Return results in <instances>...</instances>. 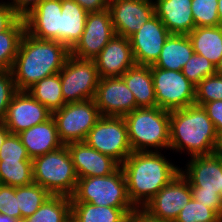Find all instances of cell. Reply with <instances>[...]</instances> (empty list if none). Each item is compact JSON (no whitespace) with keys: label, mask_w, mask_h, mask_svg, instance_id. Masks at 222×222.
I'll return each instance as SVG.
<instances>
[{"label":"cell","mask_w":222,"mask_h":222,"mask_svg":"<svg viewBox=\"0 0 222 222\" xmlns=\"http://www.w3.org/2000/svg\"><path fill=\"white\" fill-rule=\"evenodd\" d=\"M33 182L32 161L0 160V184L20 187Z\"/></svg>","instance_id":"31"},{"label":"cell","mask_w":222,"mask_h":222,"mask_svg":"<svg viewBox=\"0 0 222 222\" xmlns=\"http://www.w3.org/2000/svg\"><path fill=\"white\" fill-rule=\"evenodd\" d=\"M208 117L212 120L219 139L222 138V100L207 102L202 105Z\"/></svg>","instance_id":"41"},{"label":"cell","mask_w":222,"mask_h":222,"mask_svg":"<svg viewBox=\"0 0 222 222\" xmlns=\"http://www.w3.org/2000/svg\"><path fill=\"white\" fill-rule=\"evenodd\" d=\"M170 32L154 15L129 37L136 65L151 66L157 60Z\"/></svg>","instance_id":"16"},{"label":"cell","mask_w":222,"mask_h":222,"mask_svg":"<svg viewBox=\"0 0 222 222\" xmlns=\"http://www.w3.org/2000/svg\"><path fill=\"white\" fill-rule=\"evenodd\" d=\"M11 1L12 2L10 1L7 2L21 18H24L43 0H11Z\"/></svg>","instance_id":"43"},{"label":"cell","mask_w":222,"mask_h":222,"mask_svg":"<svg viewBox=\"0 0 222 222\" xmlns=\"http://www.w3.org/2000/svg\"><path fill=\"white\" fill-rule=\"evenodd\" d=\"M94 61L99 78L121 77L136 65L129 38L116 34Z\"/></svg>","instance_id":"18"},{"label":"cell","mask_w":222,"mask_h":222,"mask_svg":"<svg viewBox=\"0 0 222 222\" xmlns=\"http://www.w3.org/2000/svg\"><path fill=\"white\" fill-rule=\"evenodd\" d=\"M10 134L9 130L3 122H0V147L4 143L6 137Z\"/></svg>","instance_id":"46"},{"label":"cell","mask_w":222,"mask_h":222,"mask_svg":"<svg viewBox=\"0 0 222 222\" xmlns=\"http://www.w3.org/2000/svg\"><path fill=\"white\" fill-rule=\"evenodd\" d=\"M133 152L170 148V111L159 107L137 108L124 116ZM149 147V148H148ZM150 149V150H149Z\"/></svg>","instance_id":"4"},{"label":"cell","mask_w":222,"mask_h":222,"mask_svg":"<svg viewBox=\"0 0 222 222\" xmlns=\"http://www.w3.org/2000/svg\"><path fill=\"white\" fill-rule=\"evenodd\" d=\"M0 160L32 161L17 134L10 133L0 147Z\"/></svg>","instance_id":"37"},{"label":"cell","mask_w":222,"mask_h":222,"mask_svg":"<svg viewBox=\"0 0 222 222\" xmlns=\"http://www.w3.org/2000/svg\"><path fill=\"white\" fill-rule=\"evenodd\" d=\"M121 168L126 178L128 198L136 209H142L181 172V168L170 163L160 150L132 152Z\"/></svg>","instance_id":"1"},{"label":"cell","mask_w":222,"mask_h":222,"mask_svg":"<svg viewBox=\"0 0 222 222\" xmlns=\"http://www.w3.org/2000/svg\"><path fill=\"white\" fill-rule=\"evenodd\" d=\"M70 49L56 40H41L24 33L11 72L17 91H27L36 82L59 73Z\"/></svg>","instance_id":"2"},{"label":"cell","mask_w":222,"mask_h":222,"mask_svg":"<svg viewBox=\"0 0 222 222\" xmlns=\"http://www.w3.org/2000/svg\"><path fill=\"white\" fill-rule=\"evenodd\" d=\"M187 169L181 174L189 181L190 187H201V191L220 193L222 189V154L219 152L192 156Z\"/></svg>","instance_id":"17"},{"label":"cell","mask_w":222,"mask_h":222,"mask_svg":"<svg viewBox=\"0 0 222 222\" xmlns=\"http://www.w3.org/2000/svg\"><path fill=\"white\" fill-rule=\"evenodd\" d=\"M188 37L195 53L204 56L215 66L222 58V25L196 27Z\"/></svg>","instance_id":"27"},{"label":"cell","mask_w":222,"mask_h":222,"mask_svg":"<svg viewBox=\"0 0 222 222\" xmlns=\"http://www.w3.org/2000/svg\"><path fill=\"white\" fill-rule=\"evenodd\" d=\"M85 142L120 165L133 152L124 117L101 116L90 129Z\"/></svg>","instance_id":"8"},{"label":"cell","mask_w":222,"mask_h":222,"mask_svg":"<svg viewBox=\"0 0 222 222\" xmlns=\"http://www.w3.org/2000/svg\"><path fill=\"white\" fill-rule=\"evenodd\" d=\"M17 92L11 70L0 71V122L5 118L13 95Z\"/></svg>","instance_id":"38"},{"label":"cell","mask_w":222,"mask_h":222,"mask_svg":"<svg viewBox=\"0 0 222 222\" xmlns=\"http://www.w3.org/2000/svg\"><path fill=\"white\" fill-rule=\"evenodd\" d=\"M153 3L155 15L170 34L188 35L195 28L192 0H155Z\"/></svg>","instance_id":"21"},{"label":"cell","mask_w":222,"mask_h":222,"mask_svg":"<svg viewBox=\"0 0 222 222\" xmlns=\"http://www.w3.org/2000/svg\"><path fill=\"white\" fill-rule=\"evenodd\" d=\"M218 152H219L220 154H222V138L220 139V145H219Z\"/></svg>","instance_id":"50"},{"label":"cell","mask_w":222,"mask_h":222,"mask_svg":"<svg viewBox=\"0 0 222 222\" xmlns=\"http://www.w3.org/2000/svg\"><path fill=\"white\" fill-rule=\"evenodd\" d=\"M182 73L196 86L204 78L215 75V65L204 56L194 53L184 65Z\"/></svg>","instance_id":"35"},{"label":"cell","mask_w":222,"mask_h":222,"mask_svg":"<svg viewBox=\"0 0 222 222\" xmlns=\"http://www.w3.org/2000/svg\"><path fill=\"white\" fill-rule=\"evenodd\" d=\"M63 145L85 141L90 129L101 117L93 99L66 103L52 113Z\"/></svg>","instance_id":"7"},{"label":"cell","mask_w":222,"mask_h":222,"mask_svg":"<svg viewBox=\"0 0 222 222\" xmlns=\"http://www.w3.org/2000/svg\"><path fill=\"white\" fill-rule=\"evenodd\" d=\"M174 222H222V218L212 208L192 197Z\"/></svg>","instance_id":"34"},{"label":"cell","mask_w":222,"mask_h":222,"mask_svg":"<svg viewBox=\"0 0 222 222\" xmlns=\"http://www.w3.org/2000/svg\"><path fill=\"white\" fill-rule=\"evenodd\" d=\"M52 117V112L35 100L28 91H17L2 122L12 134H19Z\"/></svg>","instance_id":"13"},{"label":"cell","mask_w":222,"mask_h":222,"mask_svg":"<svg viewBox=\"0 0 222 222\" xmlns=\"http://www.w3.org/2000/svg\"><path fill=\"white\" fill-rule=\"evenodd\" d=\"M0 213L21 220V211L16 198V187L0 184Z\"/></svg>","instance_id":"39"},{"label":"cell","mask_w":222,"mask_h":222,"mask_svg":"<svg viewBox=\"0 0 222 222\" xmlns=\"http://www.w3.org/2000/svg\"><path fill=\"white\" fill-rule=\"evenodd\" d=\"M27 91L35 100L47 107L52 113L66 104L63 99L59 73L41 79Z\"/></svg>","instance_id":"28"},{"label":"cell","mask_w":222,"mask_h":222,"mask_svg":"<svg viewBox=\"0 0 222 222\" xmlns=\"http://www.w3.org/2000/svg\"><path fill=\"white\" fill-rule=\"evenodd\" d=\"M194 53L188 35L170 34L153 65L165 70L182 71Z\"/></svg>","instance_id":"24"},{"label":"cell","mask_w":222,"mask_h":222,"mask_svg":"<svg viewBox=\"0 0 222 222\" xmlns=\"http://www.w3.org/2000/svg\"><path fill=\"white\" fill-rule=\"evenodd\" d=\"M135 209L71 202V218L74 222H126L128 214Z\"/></svg>","instance_id":"26"},{"label":"cell","mask_w":222,"mask_h":222,"mask_svg":"<svg viewBox=\"0 0 222 222\" xmlns=\"http://www.w3.org/2000/svg\"><path fill=\"white\" fill-rule=\"evenodd\" d=\"M71 202L115 208H135L127 194L126 178L122 168L107 176L79 178Z\"/></svg>","instance_id":"6"},{"label":"cell","mask_w":222,"mask_h":222,"mask_svg":"<svg viewBox=\"0 0 222 222\" xmlns=\"http://www.w3.org/2000/svg\"><path fill=\"white\" fill-rule=\"evenodd\" d=\"M61 13L60 43L71 49L83 34L88 12L74 0H62Z\"/></svg>","instance_id":"25"},{"label":"cell","mask_w":222,"mask_h":222,"mask_svg":"<svg viewBox=\"0 0 222 222\" xmlns=\"http://www.w3.org/2000/svg\"><path fill=\"white\" fill-rule=\"evenodd\" d=\"M62 0H43L24 17L26 32L41 40L60 42Z\"/></svg>","instance_id":"20"},{"label":"cell","mask_w":222,"mask_h":222,"mask_svg":"<svg viewBox=\"0 0 222 222\" xmlns=\"http://www.w3.org/2000/svg\"><path fill=\"white\" fill-rule=\"evenodd\" d=\"M126 222H161L149 216L143 209H135L127 216Z\"/></svg>","instance_id":"45"},{"label":"cell","mask_w":222,"mask_h":222,"mask_svg":"<svg viewBox=\"0 0 222 222\" xmlns=\"http://www.w3.org/2000/svg\"><path fill=\"white\" fill-rule=\"evenodd\" d=\"M32 170L34 182L51 195L74 194L78 176L66 145L32 159Z\"/></svg>","instance_id":"5"},{"label":"cell","mask_w":222,"mask_h":222,"mask_svg":"<svg viewBox=\"0 0 222 222\" xmlns=\"http://www.w3.org/2000/svg\"><path fill=\"white\" fill-rule=\"evenodd\" d=\"M218 15H219L220 25H222V0H218Z\"/></svg>","instance_id":"49"},{"label":"cell","mask_w":222,"mask_h":222,"mask_svg":"<svg viewBox=\"0 0 222 222\" xmlns=\"http://www.w3.org/2000/svg\"><path fill=\"white\" fill-rule=\"evenodd\" d=\"M25 32V20L20 17L8 30L0 33V71L12 69Z\"/></svg>","instance_id":"30"},{"label":"cell","mask_w":222,"mask_h":222,"mask_svg":"<svg viewBox=\"0 0 222 222\" xmlns=\"http://www.w3.org/2000/svg\"><path fill=\"white\" fill-rule=\"evenodd\" d=\"M222 100V76L212 75L204 78L195 87V104Z\"/></svg>","instance_id":"36"},{"label":"cell","mask_w":222,"mask_h":222,"mask_svg":"<svg viewBox=\"0 0 222 222\" xmlns=\"http://www.w3.org/2000/svg\"><path fill=\"white\" fill-rule=\"evenodd\" d=\"M0 222H21V220L11 217L9 215L0 213Z\"/></svg>","instance_id":"47"},{"label":"cell","mask_w":222,"mask_h":222,"mask_svg":"<svg viewBox=\"0 0 222 222\" xmlns=\"http://www.w3.org/2000/svg\"><path fill=\"white\" fill-rule=\"evenodd\" d=\"M192 197L212 208L222 218V198L220 193L201 191V187H191Z\"/></svg>","instance_id":"40"},{"label":"cell","mask_w":222,"mask_h":222,"mask_svg":"<svg viewBox=\"0 0 222 222\" xmlns=\"http://www.w3.org/2000/svg\"><path fill=\"white\" fill-rule=\"evenodd\" d=\"M157 107L167 111L195 104V85L182 71L165 70L151 65Z\"/></svg>","instance_id":"10"},{"label":"cell","mask_w":222,"mask_h":222,"mask_svg":"<svg viewBox=\"0 0 222 222\" xmlns=\"http://www.w3.org/2000/svg\"><path fill=\"white\" fill-rule=\"evenodd\" d=\"M191 11L195 28L220 25L218 0H192Z\"/></svg>","instance_id":"33"},{"label":"cell","mask_w":222,"mask_h":222,"mask_svg":"<svg viewBox=\"0 0 222 222\" xmlns=\"http://www.w3.org/2000/svg\"><path fill=\"white\" fill-rule=\"evenodd\" d=\"M93 100L101 116L124 117L138 108L133 93L121 77L100 78Z\"/></svg>","instance_id":"14"},{"label":"cell","mask_w":222,"mask_h":222,"mask_svg":"<svg viewBox=\"0 0 222 222\" xmlns=\"http://www.w3.org/2000/svg\"><path fill=\"white\" fill-rule=\"evenodd\" d=\"M51 194L35 182L16 187V198L21 211V221L33 215Z\"/></svg>","instance_id":"32"},{"label":"cell","mask_w":222,"mask_h":222,"mask_svg":"<svg viewBox=\"0 0 222 222\" xmlns=\"http://www.w3.org/2000/svg\"><path fill=\"white\" fill-rule=\"evenodd\" d=\"M121 78L133 93L138 108L157 107L151 66L135 65Z\"/></svg>","instance_id":"23"},{"label":"cell","mask_w":222,"mask_h":222,"mask_svg":"<svg viewBox=\"0 0 222 222\" xmlns=\"http://www.w3.org/2000/svg\"><path fill=\"white\" fill-rule=\"evenodd\" d=\"M86 12H98L108 9L109 0H74Z\"/></svg>","instance_id":"44"},{"label":"cell","mask_w":222,"mask_h":222,"mask_svg":"<svg viewBox=\"0 0 222 222\" xmlns=\"http://www.w3.org/2000/svg\"><path fill=\"white\" fill-rule=\"evenodd\" d=\"M59 74L66 103L94 98L100 79L94 60L79 59L70 54Z\"/></svg>","instance_id":"9"},{"label":"cell","mask_w":222,"mask_h":222,"mask_svg":"<svg viewBox=\"0 0 222 222\" xmlns=\"http://www.w3.org/2000/svg\"><path fill=\"white\" fill-rule=\"evenodd\" d=\"M17 135L31 160L63 146L53 117Z\"/></svg>","instance_id":"22"},{"label":"cell","mask_w":222,"mask_h":222,"mask_svg":"<svg viewBox=\"0 0 222 222\" xmlns=\"http://www.w3.org/2000/svg\"><path fill=\"white\" fill-rule=\"evenodd\" d=\"M192 198L189 181L181 172L142 208L149 216L161 222H174L180 210Z\"/></svg>","instance_id":"11"},{"label":"cell","mask_w":222,"mask_h":222,"mask_svg":"<svg viewBox=\"0 0 222 222\" xmlns=\"http://www.w3.org/2000/svg\"><path fill=\"white\" fill-rule=\"evenodd\" d=\"M115 35L109 9L88 12L81 38L70 49L79 59L94 60Z\"/></svg>","instance_id":"12"},{"label":"cell","mask_w":222,"mask_h":222,"mask_svg":"<svg viewBox=\"0 0 222 222\" xmlns=\"http://www.w3.org/2000/svg\"><path fill=\"white\" fill-rule=\"evenodd\" d=\"M153 1L109 0L108 9L115 34L129 38L137 32L155 15Z\"/></svg>","instance_id":"15"},{"label":"cell","mask_w":222,"mask_h":222,"mask_svg":"<svg viewBox=\"0 0 222 222\" xmlns=\"http://www.w3.org/2000/svg\"><path fill=\"white\" fill-rule=\"evenodd\" d=\"M78 179L92 176H107L116 172L121 165L113 158L90 147L85 141L66 145Z\"/></svg>","instance_id":"19"},{"label":"cell","mask_w":222,"mask_h":222,"mask_svg":"<svg viewBox=\"0 0 222 222\" xmlns=\"http://www.w3.org/2000/svg\"><path fill=\"white\" fill-rule=\"evenodd\" d=\"M170 150L188 152L190 156L218 152L220 139L212 120L197 104L170 111Z\"/></svg>","instance_id":"3"},{"label":"cell","mask_w":222,"mask_h":222,"mask_svg":"<svg viewBox=\"0 0 222 222\" xmlns=\"http://www.w3.org/2000/svg\"><path fill=\"white\" fill-rule=\"evenodd\" d=\"M215 74L218 76H222V58L218 62V64L215 66Z\"/></svg>","instance_id":"48"},{"label":"cell","mask_w":222,"mask_h":222,"mask_svg":"<svg viewBox=\"0 0 222 222\" xmlns=\"http://www.w3.org/2000/svg\"><path fill=\"white\" fill-rule=\"evenodd\" d=\"M71 218V197L50 195L38 210L21 222H67Z\"/></svg>","instance_id":"29"},{"label":"cell","mask_w":222,"mask_h":222,"mask_svg":"<svg viewBox=\"0 0 222 222\" xmlns=\"http://www.w3.org/2000/svg\"><path fill=\"white\" fill-rule=\"evenodd\" d=\"M67 222H74V221L72 220V218H70Z\"/></svg>","instance_id":"51"},{"label":"cell","mask_w":222,"mask_h":222,"mask_svg":"<svg viewBox=\"0 0 222 222\" xmlns=\"http://www.w3.org/2000/svg\"><path fill=\"white\" fill-rule=\"evenodd\" d=\"M20 16L7 2H0V33L8 30Z\"/></svg>","instance_id":"42"}]
</instances>
